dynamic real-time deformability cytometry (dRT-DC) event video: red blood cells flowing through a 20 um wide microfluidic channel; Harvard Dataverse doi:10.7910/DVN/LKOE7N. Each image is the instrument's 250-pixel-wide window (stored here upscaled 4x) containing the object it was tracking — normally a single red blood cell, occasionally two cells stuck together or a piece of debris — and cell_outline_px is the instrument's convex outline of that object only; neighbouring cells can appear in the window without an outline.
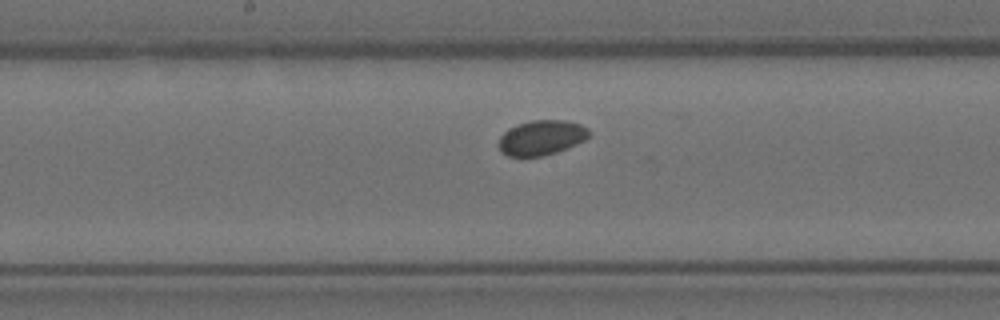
{"species": "Egyptian fruit bat (a non-hibernating species)", "species_latin": "Rousettus aegyptiacus", "temperature_condition": "room temperature", "stored_images_in_passage": 8, "camera_frame_rate_fps": 3000, "um_per_image_px": 0.085, "animal": {"sex": "female"}, "frame": {"image": 1, "passage_image": 8, "time_ms": 2.333, "image_size_px": [1000, 320], "cell_outline_px": [[588, 136], [584, 140], [568, 148], [544, 156], [508, 156], [500, 152], [496, 144], [500, 136], [508, 128], [516, 124], [532, 120], [568, 120], [580, 124], [588, 128]], "centroid_in_image_um": [45.97, 11.7], "position_along_channel_um": 202.2, "area_um2": 18.61}}